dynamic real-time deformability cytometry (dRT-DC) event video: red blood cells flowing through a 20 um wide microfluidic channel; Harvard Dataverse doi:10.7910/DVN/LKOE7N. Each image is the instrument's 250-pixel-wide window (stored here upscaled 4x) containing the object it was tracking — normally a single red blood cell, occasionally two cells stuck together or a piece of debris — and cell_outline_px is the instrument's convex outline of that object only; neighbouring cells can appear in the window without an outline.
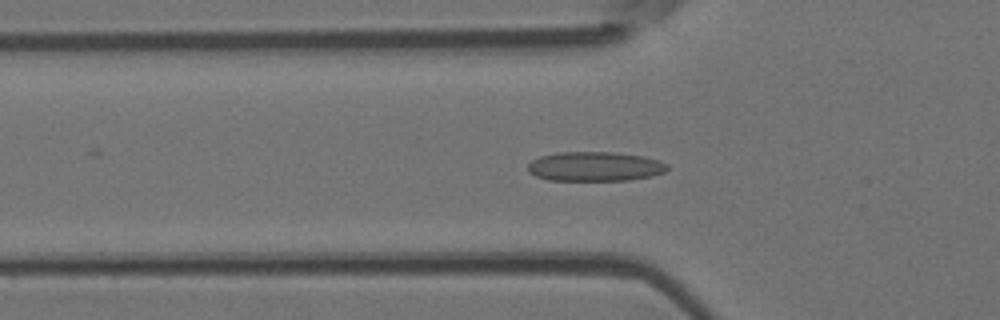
{"species": "Egyptian fruit bat (a non-hibernating species)", "species_latin": "Rousettus aegyptiacus", "temperature_condition": "room temperature", "stored_images_in_passage": 38, "camera_frame_rate_fps": 3000, "um_per_image_px": 0.085, "animal": {"sex": "female"}, "frame": {"image": 1, "passage_image": 16, "time_ms": 5.0, "image_size_px": [1000, 320], "cell_outline_px": [[668, 168], [664, 172], [652, 176], [628, 180], [548, 180], [536, 176], [528, 172], [528, 164], [532, 160], [540, 156], [556, 152], [612, 152], [644, 156], [660, 160], [668, 164]], "centroid_in_image_um": [50.57, 14.14], "position_along_channel_um": 75.2, "area_um2": 24.04}}
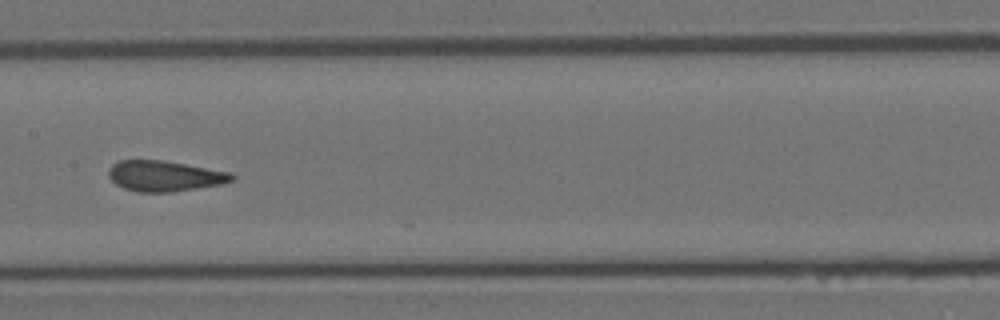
{"frame": {"image": 2, "passage_image": 25, "time_ms": 8.0, "image_size_px": [1000, 320], "cell_outline_px": [[236, 176], [232, 180], [220, 184], [172, 192], [140, 192], [124, 188], [116, 184], [108, 176], [108, 172], [112, 164], [120, 160], [160, 160], [184, 164], [228, 172]], "centroid_in_image_um": [13.95, 14.96], "position_along_channel_um": 193.5, "area_um2": 21.62}}
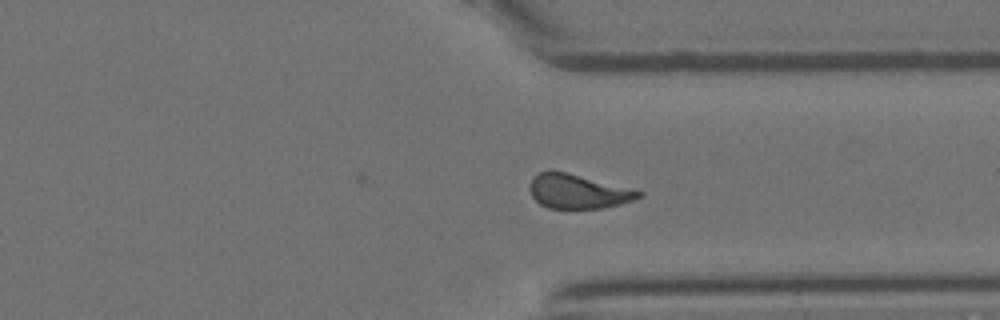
{"frame": {"image": 3, "passage_image": 38, "time_ms": 12.333, "image_size_px": [1000, 320], "cell_outline_px": [[644, 196], [620, 204], [604, 208], [548, 208], [540, 204], [532, 196], [528, 188], [532, 176], [540, 172], [564, 172], [644, 192]], "centroid_in_image_um": [49.1, 16.29], "position_along_channel_um": 362.3, "area_um2": 21.33}}